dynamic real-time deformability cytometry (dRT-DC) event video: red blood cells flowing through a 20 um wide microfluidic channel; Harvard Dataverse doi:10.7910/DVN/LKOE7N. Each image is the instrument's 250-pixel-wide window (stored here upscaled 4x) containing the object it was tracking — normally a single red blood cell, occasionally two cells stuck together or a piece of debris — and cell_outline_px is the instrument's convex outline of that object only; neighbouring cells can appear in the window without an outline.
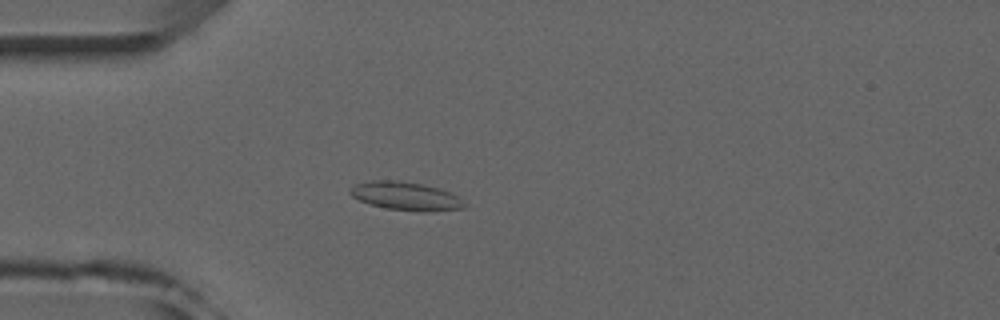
{"species": "common noctule bat (a hibernating species)", "species_latin": "Nyctalus noctula", "temperature_condition": "room temperature", "stored_images_in_passage": 5, "camera_frame_rate_fps": 3000, "um_per_image_px": 0.085, "animal": {"sex": "male", "forearm_length_mm": 52.5}, "frame": {"image": 1, "passage_image": 5, "time_ms": 4.667, "image_size_px": [1000, 320], "cell_outline_px": [[468, 204], [464, 208], [432, 212], [420, 212], [388, 208], [368, 204], [352, 196], [348, 192], [356, 184], [372, 180], [396, 180], [424, 184], [448, 192], [456, 196]], "centroid_in_image_um": [34.5, 16.68], "position_along_channel_um": 50.5, "area_um2": 18.84}}